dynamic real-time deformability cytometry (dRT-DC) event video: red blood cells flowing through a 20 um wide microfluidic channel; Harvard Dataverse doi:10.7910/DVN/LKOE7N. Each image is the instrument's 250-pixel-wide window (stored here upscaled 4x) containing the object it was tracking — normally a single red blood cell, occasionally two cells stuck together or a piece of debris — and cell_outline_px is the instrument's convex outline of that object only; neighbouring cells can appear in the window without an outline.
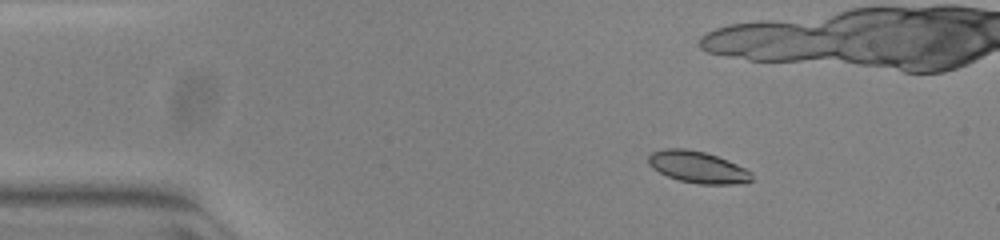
{"species": "common noctule bat (a hibernating species)", "species_latin": "Nyctalus noctula", "temperature_condition": "warm", "stored_images_in_passage": 47, "camera_frame_rate_fps": 3000, "um_per_image_px": 0.085, "animal": {"sex": "female", "body_mass_g": 23.0, "forearm_length_mm": 53.4}, "frame": {"image": 1, "passage_image": 1, "time_ms": 0.0, "image_size_px": [1000, 240], "cell_outline_px": [[752, 180], [736, 184], [700, 184], [680, 180], [668, 176], [652, 168], [648, 164], [648, 156], [652, 152], [664, 148], [684, 148], [704, 152], [716, 156], [736, 164], [752, 172]], "centroid_in_image_um": [59.28, 14.2], "position_along_channel_um": 25.7, "area_um2": 18.9}, "authors_computed_cell_mechanics": {"area_um2": 19.941, "velocity_mm_per_s": 3.856, "shape_relaxation_time_tau1_ms": 3.2856, "shape_relaxation_time_tau2_ms": null, "deformation_change_tau1": 0.1253, "deformation_change_tau2": null}}